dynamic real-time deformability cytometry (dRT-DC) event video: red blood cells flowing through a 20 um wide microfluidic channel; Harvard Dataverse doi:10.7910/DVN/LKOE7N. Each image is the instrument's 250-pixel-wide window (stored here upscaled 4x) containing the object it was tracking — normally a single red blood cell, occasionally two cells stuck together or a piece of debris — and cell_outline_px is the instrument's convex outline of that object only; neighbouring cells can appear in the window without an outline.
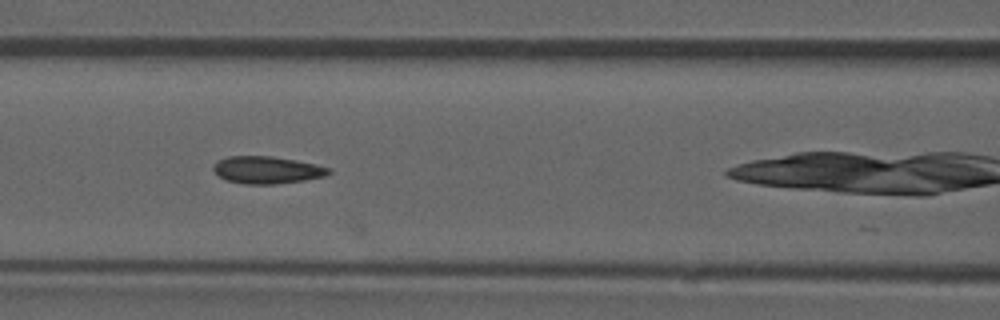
{"species": "common noctule bat (a hibernating species)", "species_latin": "Nyctalus noctula", "temperature_condition": "room temperature", "stored_images_in_passage": 15, "camera_frame_rate_fps": 3000, "um_per_image_px": 0.085, "animal": {"sex": "male", "forearm_length_mm": 52.5}, "frame": {"image": 1, "passage_image": 12, "time_ms": 3.667, "image_size_px": [1000, 320], "cell_outline_px": [[332, 172], [324, 176], [304, 180], [276, 184], [244, 184], [224, 180], [212, 168], [212, 164], [216, 160], [228, 156], [272, 156], [296, 160], [316, 164], [332, 168]], "centroid_in_image_um": [22.68, 14.44], "position_along_channel_um": 143.9, "area_um2": 18.55}}